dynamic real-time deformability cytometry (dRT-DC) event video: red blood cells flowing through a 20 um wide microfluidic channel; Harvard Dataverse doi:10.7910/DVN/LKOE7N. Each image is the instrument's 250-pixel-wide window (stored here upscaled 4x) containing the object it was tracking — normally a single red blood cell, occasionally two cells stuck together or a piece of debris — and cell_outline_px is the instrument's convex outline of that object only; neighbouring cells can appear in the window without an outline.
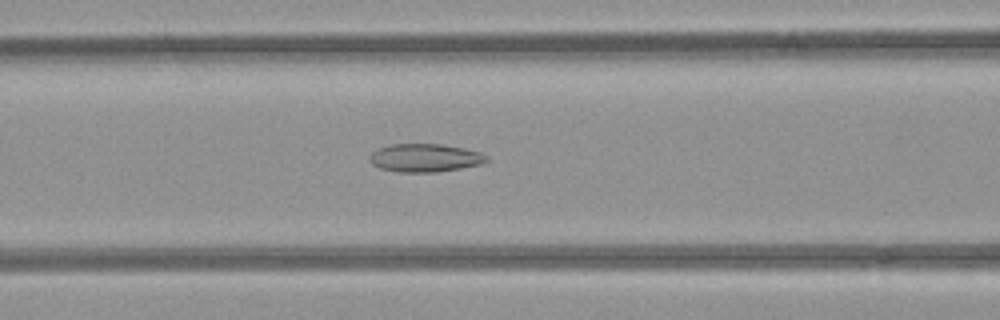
{"species": "common noctule bat (a hibernating species)", "species_latin": "Nyctalus noctula", "temperature_condition": "room temperature", "stored_images_in_passage": 53, "camera_frame_rate_fps": 3000, "um_per_image_px": 0.085, "animal": {"sex": "female", "body_mass_g": 21.9}, "frame": {"image": 1, "passage_image": 22, "time_ms": 7.0, "image_size_px": [1000, 320], "cell_outline_px": [[488, 160], [480, 164], [460, 168], [436, 172], [396, 172], [380, 168], [372, 164], [372, 152], [380, 148], [392, 144], [440, 144], [464, 148], [480, 152], [488, 156]], "centroid_in_image_um": [36.15, 13.42], "position_along_channel_um": 130.4, "area_um2": 18.96}}
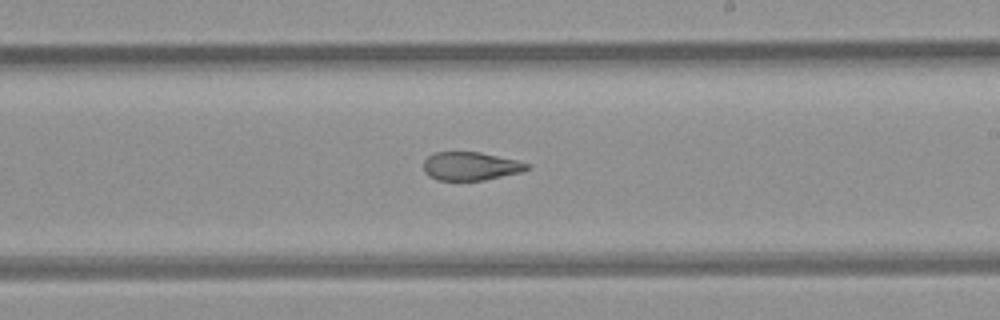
{"frame": {"image": 2, "passage_image": 31, "time_ms": 10.0, "image_size_px": [1000, 320], "cell_outline_px": [[532, 168], [520, 172], [484, 180], [436, 180], [428, 176], [424, 172], [424, 160], [428, 156], [436, 152], [480, 152], [516, 160], [528, 164]], "centroid_in_image_um": [39.98, 14.12], "position_along_channel_um": 249.0, "area_um2": 17.05}}
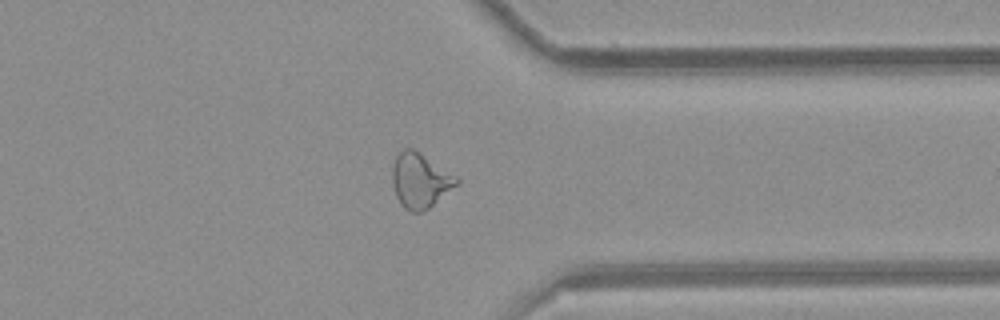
{"frame": {"image": 3, "passage_image": 41, "time_ms": 13.333, "image_size_px": [1000, 320], "cell_outline_px": [[460, 180], [456, 184], [428, 208], [420, 212], [412, 212], [404, 208], [400, 204], [396, 196], [392, 184], [392, 164], [396, 156], [404, 148], [412, 148], [420, 152], [456, 176]], "centroid_in_image_um": [35.65, 15.32], "position_along_channel_um": 375.7, "area_um2": 20.23}, "authors_computed_cell_mechanics": {"area_um2": 20.9236, "velocity_mm_per_s": 3.9527, "shape_relaxation_time_tau1_ms": null, "shape_relaxation_time_tau2_ms": 1.6052, "deformation_change_tau1": null, "deformation_change_tau2": 0.0741}}